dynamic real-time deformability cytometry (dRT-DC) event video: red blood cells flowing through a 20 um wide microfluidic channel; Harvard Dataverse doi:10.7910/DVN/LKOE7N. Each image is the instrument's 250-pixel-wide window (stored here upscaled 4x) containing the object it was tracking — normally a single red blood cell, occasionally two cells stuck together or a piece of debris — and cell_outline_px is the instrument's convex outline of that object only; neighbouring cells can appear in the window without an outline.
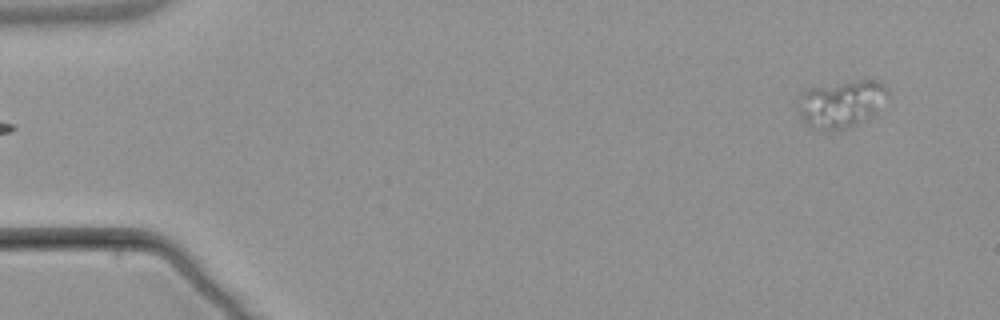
{"species": "common noctule bat (a hibernating species)", "species_latin": "Nyctalus noctula", "temperature_condition": "warm", "stored_images_in_passage": 2, "segment_of_instrument_passage": [2, 2], "camera_frame_rate_fps": 3000, "um_per_image_px": 0.085, "animal": {"sex": "male", "body_mass_g": 21.5, "forearm_length_mm": 52.0}, "frame": {"image": 1, "passage_image": 2, "time_ms": 1.0, "image_size_px": [1000, 320], "cell_outline_px": [[892, 96], [876, 112], [848, 128], [812, 128], [804, 124], [800, 116], [800, 92], [808, 88], [860, 80], [880, 80], [888, 88]], "centroid_in_image_um": [71.58, 8.79], "position_along_channel_um": 13.4, "area_um2": 24.51}}